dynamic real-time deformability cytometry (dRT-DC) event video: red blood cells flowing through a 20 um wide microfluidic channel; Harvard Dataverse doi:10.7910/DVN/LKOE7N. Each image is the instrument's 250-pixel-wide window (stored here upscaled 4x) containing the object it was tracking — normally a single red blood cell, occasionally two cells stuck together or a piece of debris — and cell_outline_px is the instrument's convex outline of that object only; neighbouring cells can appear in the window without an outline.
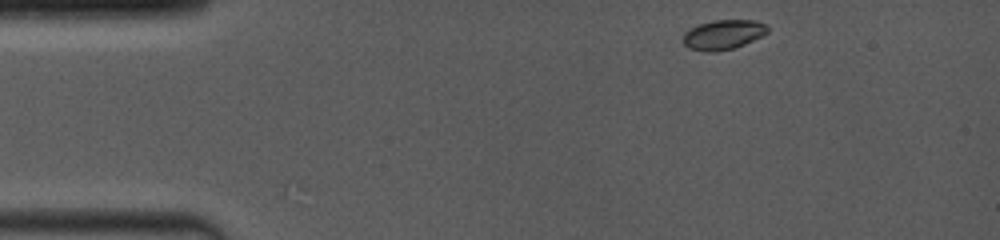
{"species": "common noctule bat (a hibernating species)", "species_latin": "Nyctalus noctula", "temperature_condition": "room temperature", "stored_images_in_passage": 8, "camera_frame_rate_fps": 4000, "um_per_image_px": 0.085, "animal": {"sex": "female", "body_mass_g": 19.0, "forearm_length_mm": 53.3}, "frame": {"image": 1, "passage_image": 1, "time_ms": 0.0, "image_size_px": [1000, 240], "cell_outline_px": [[768, 32], [744, 44], [732, 48], [716, 52], [704, 52], [688, 48], [684, 44], [684, 36], [692, 28], [700, 24], [712, 20], [756, 20], [764, 24], [768, 28]], "centroid_in_image_um": [61.48, 2.95], "position_along_channel_um": 23.5, "area_um2": 14.33}}
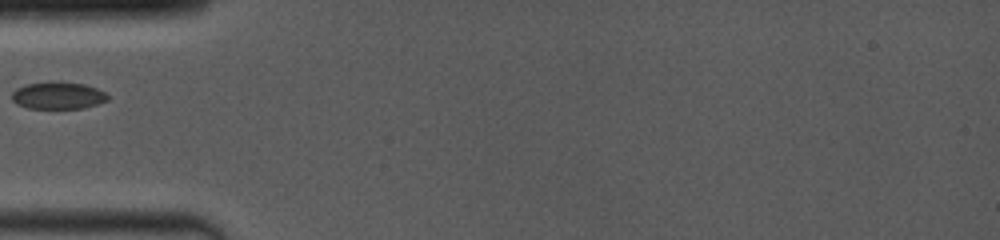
{"frame": {"image": 2, "passage_image": 5, "time_ms": 3.25, "image_size_px": [1000, 240], "cell_outline_px": [[108, 100], [84, 108], [28, 108], [16, 104], [12, 100], [12, 92], [16, 88], [28, 84], [84, 84], [96, 88], [104, 92], [108, 96]], "centroid_in_image_um": [4.92, 8.16], "position_along_channel_um": 80.1, "area_um2": 14.45}}
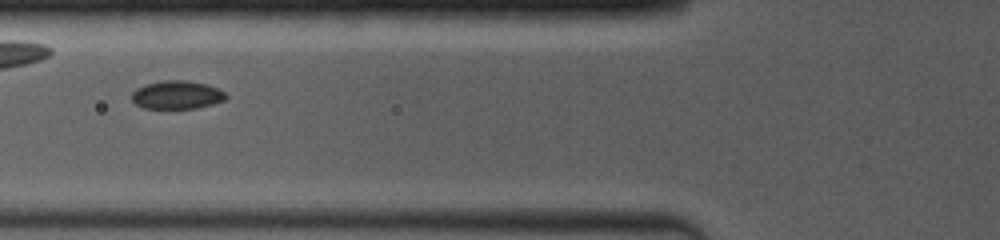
{"frame": {"image": 3, "passage_image": 6, "time_ms": 4.0, "image_size_px": [1000, 240], "cell_outline_px": [[228, 96], [224, 100], [212, 104], [196, 108], [144, 108], [136, 104], [132, 100], [132, 92], [136, 88], [148, 84], [164, 80], [184, 80], [208, 84], [224, 92]], "centroid_in_image_um": [15.04, 8.06], "position_along_channel_um": 110.8, "area_um2": 15.37}}